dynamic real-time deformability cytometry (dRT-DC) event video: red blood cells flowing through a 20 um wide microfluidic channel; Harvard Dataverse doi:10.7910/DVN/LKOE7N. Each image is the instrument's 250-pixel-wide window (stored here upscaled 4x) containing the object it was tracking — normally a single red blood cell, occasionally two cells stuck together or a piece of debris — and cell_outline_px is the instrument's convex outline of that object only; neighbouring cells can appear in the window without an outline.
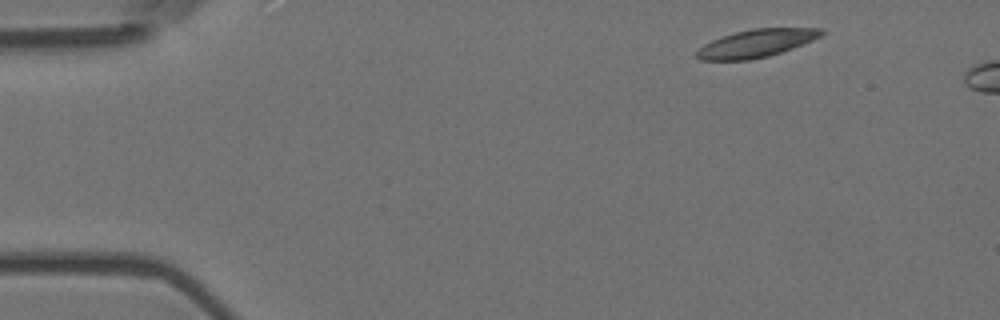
{"species": "Egyptian fruit bat (a non-hibernating species)", "species_latin": "Rousettus aegyptiacus", "temperature_condition": "room temperature", "stored_images_in_passage": 5, "camera_frame_rate_fps": 3000, "um_per_image_px": 0.085, "animal": {"sex": "female"}, "frame": {"image": 1, "passage_image": 1, "time_ms": 0.0, "image_size_px": [1000, 320], "cell_outline_px": [[824, 32], [820, 36], [812, 40], [792, 48], [768, 56], [748, 60], [700, 60], [696, 56], [696, 52], [704, 44], [712, 40], [736, 32], [752, 28], [824, 28]], "centroid_in_image_um": [64.28, 3.68], "position_along_channel_um": 20.7, "area_um2": 19.94}}
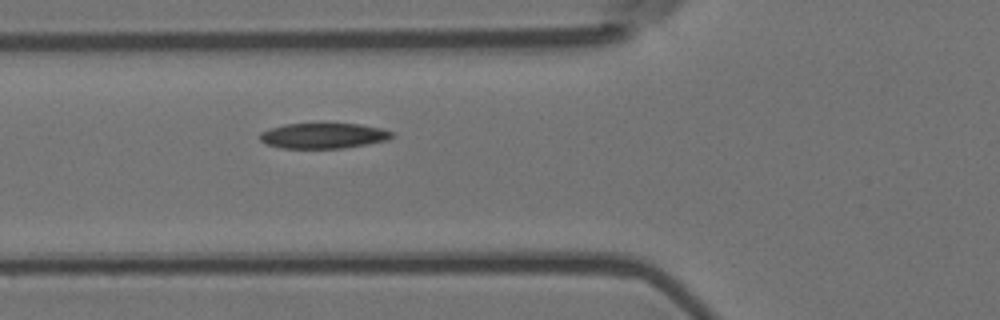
{"frame": {"image": 2, "passage_image": 5, "time_ms": 1.333, "image_size_px": [1000, 320], "cell_outline_px": [[392, 136], [388, 140], [340, 148], [284, 148], [268, 144], [260, 140], [260, 132], [284, 124], [360, 124], [380, 128], [392, 132]], "centroid_in_image_um": [27.47, 11.53], "position_along_channel_um": 98.3, "area_um2": 19.13}}